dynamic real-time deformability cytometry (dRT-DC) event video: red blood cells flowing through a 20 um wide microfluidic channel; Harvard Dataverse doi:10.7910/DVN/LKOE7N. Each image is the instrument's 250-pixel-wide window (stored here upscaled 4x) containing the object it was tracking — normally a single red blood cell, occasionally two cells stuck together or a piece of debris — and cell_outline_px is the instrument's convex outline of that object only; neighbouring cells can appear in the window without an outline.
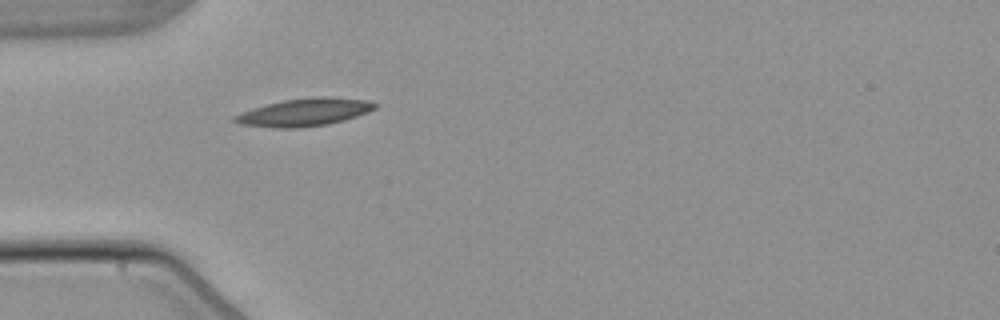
{"species": "common noctule bat (a hibernating species)", "species_latin": "Nyctalus noctula", "temperature_condition": "warm", "stored_images_in_passage": 4, "camera_frame_rate_fps": 3000, "um_per_image_px": 0.085, "animal": {"sex": "male", "body_mass_g": 21.5, "forearm_length_mm": 52.0}, "frame": {"image": 1, "passage_image": 4, "time_ms": 3.667, "image_size_px": [1000, 320], "cell_outline_px": [[380, 104], [376, 108], [368, 112], [344, 120], [328, 124], [300, 128], [272, 128], [240, 124], [232, 120], [232, 116], [252, 108], [284, 100], [320, 96], [332, 96], [368, 100]], "centroid_in_image_um": [25.9, 9.54], "position_along_channel_um": 59.1, "area_um2": 22.83}}